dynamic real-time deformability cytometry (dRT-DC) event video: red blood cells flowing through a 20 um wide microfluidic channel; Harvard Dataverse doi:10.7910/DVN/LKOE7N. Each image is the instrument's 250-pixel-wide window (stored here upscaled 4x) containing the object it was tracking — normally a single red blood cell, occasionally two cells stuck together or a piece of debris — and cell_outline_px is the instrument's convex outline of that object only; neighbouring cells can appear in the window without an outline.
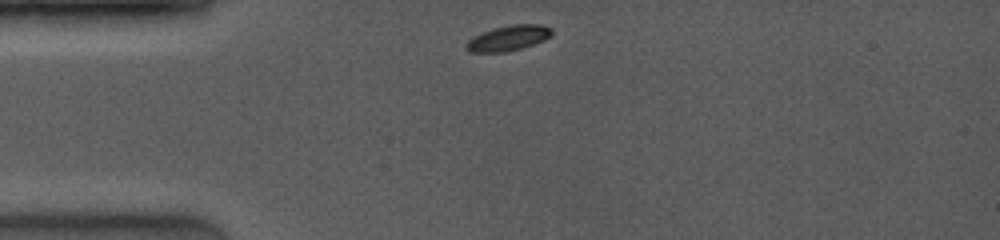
{"species": "common noctule bat (a hibernating species)", "species_latin": "Nyctalus noctula", "temperature_condition": "room temperature", "stored_images_in_passage": 2, "camera_frame_rate_fps": 4000, "um_per_image_px": 0.085, "animal": {"sex": "female", "body_mass_g": 19.0, "forearm_length_mm": 53.3}, "frame": {"image": 1, "passage_image": 1, "time_ms": 0.0, "image_size_px": [1000, 240], "cell_outline_px": [[552, 32], [544, 40], [520, 48], [504, 52], [468, 52], [464, 48], [464, 44], [468, 40], [492, 28], [512, 24], [540, 24], [552, 28]], "centroid_in_image_um": [43.17, 3.23], "position_along_channel_um": 41.8, "area_um2": 12.48}}